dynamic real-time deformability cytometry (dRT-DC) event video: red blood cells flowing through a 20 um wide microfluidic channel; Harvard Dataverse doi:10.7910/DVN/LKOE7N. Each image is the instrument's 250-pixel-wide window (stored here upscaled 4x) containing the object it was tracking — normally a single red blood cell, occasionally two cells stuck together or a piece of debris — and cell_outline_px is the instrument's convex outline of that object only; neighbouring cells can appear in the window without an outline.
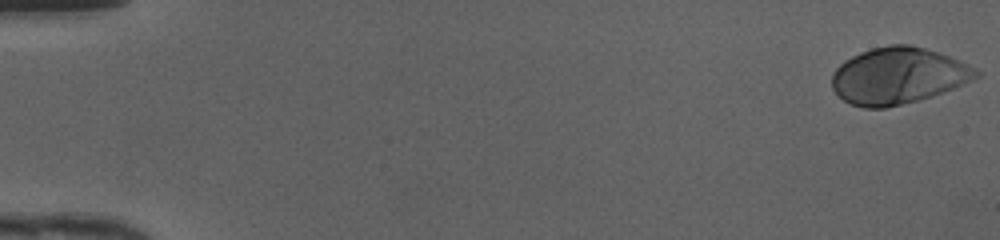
{"species": "human", "species_latin": "Homo sapiens", "temperature_condition": "cold", "stored_images_in_passage": 49, "camera_frame_rate_fps": 3000, "um_per_image_px": 0.085, "donor": {"sex": "female"}, "frame": {"image": 1, "passage_image": 1, "time_ms": 0.0, "image_size_px": [1000, 240], "cell_outline_px": [[980, 76], [964, 84], [932, 96], [884, 108], [864, 108], [852, 104], [844, 100], [832, 88], [832, 72], [844, 60], [860, 52], [872, 48], [888, 44], [908, 44], [924, 48], [948, 56], [968, 64], [976, 68], [980, 72]], "centroid_in_image_um": [76.33, 6.43], "position_along_channel_um": 8.7, "area_um2": 47.22}}
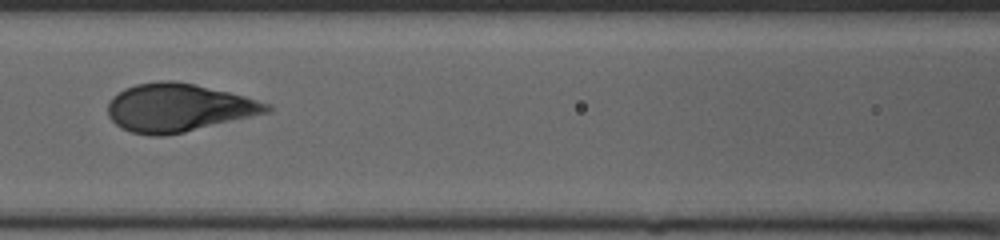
{"frame": {"image": 2, "passage_image": 23, "time_ms": 7.333, "image_size_px": [1000, 240], "cell_outline_px": [[272, 108], [268, 112], [184, 132], [164, 136], [148, 136], [132, 132], [120, 128], [108, 116], [108, 104], [112, 96], [124, 88], [136, 84], [160, 80], [172, 80], [196, 84], [244, 96], [272, 104]], "centroid_in_image_um": [15.12, 9.15], "position_along_channel_um": 151.5, "area_um2": 44.51}}
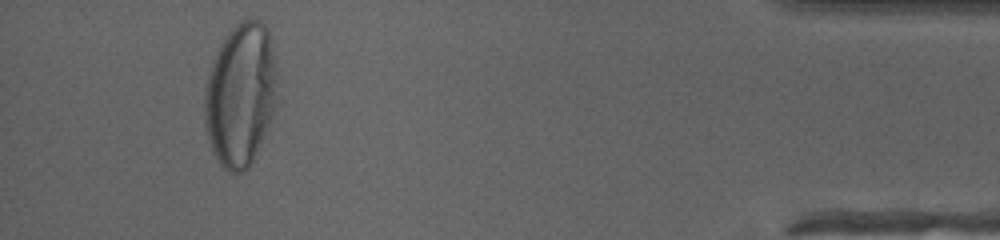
{"frame": {"image": 3, "passage_image": 46, "time_ms": 15.0, "image_size_px": [1000, 240], "cell_outline_px": [[280, 100], [256, 152], [248, 168], [244, 172], [228, 172], [220, 164], [212, 152], [204, 128], [204, 88], [216, 52], [220, 44], [228, 32], [240, 20], [260, 20], [268, 28], [272, 48], [276, 72]], "centroid_in_image_um": [20.45, 8.07], "position_along_channel_um": 414.7, "area_um2": 61.33}, "authors_computed_cell_mechanics": {"area_um2": 45.4308, "velocity_mm_per_s": 4.1932, "shape_relaxation_time_tau1_ms": 2.9619, "shape_relaxation_time_tau2_ms": null, "deformation_change_tau1": 0.2038, "deformation_change_tau2": null}}